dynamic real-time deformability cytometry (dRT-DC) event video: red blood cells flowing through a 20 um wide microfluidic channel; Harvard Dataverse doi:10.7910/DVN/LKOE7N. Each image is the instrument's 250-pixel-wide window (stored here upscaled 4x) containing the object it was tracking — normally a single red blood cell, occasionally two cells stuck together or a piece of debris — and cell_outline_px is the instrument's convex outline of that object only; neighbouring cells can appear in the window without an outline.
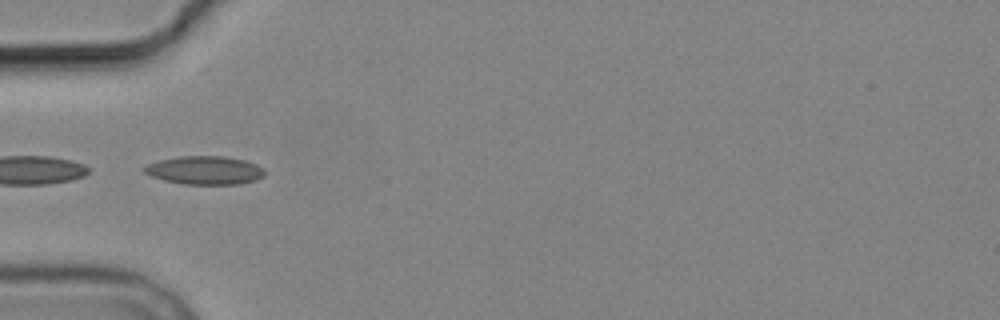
{"species": "common noctule bat (a hibernating species)", "species_latin": "Nyctalus noctula", "temperature_condition": "cold", "stored_images_in_passage": 7, "camera_frame_rate_fps": 3000, "um_per_image_px": 0.085, "animal": {"sex": "male", "body_mass_g": 19.2, "forearm_length_mm": 51.8}, "frame": {"image": 1, "passage_image": 5, "time_ms": 5.333, "image_size_px": [1000, 320], "cell_outline_px": [[264, 176], [256, 180], [240, 184], [184, 184], [164, 180], [152, 176], [144, 172], [144, 168], [148, 164], [160, 160], [180, 156], [224, 156], [244, 160], [256, 164], [264, 168]], "centroid_in_image_um": [17.44, 14.47], "position_along_channel_um": 67.6, "area_um2": 19.83}}
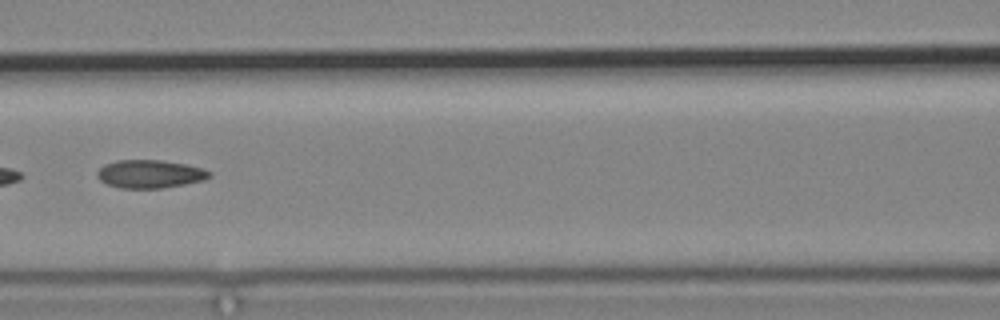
{"frame": {"image": 2, "passage_image": 7, "time_ms": 7.667, "image_size_px": [1000, 320], "cell_outline_px": [[212, 176], [204, 180], [184, 184], [160, 188], [120, 188], [108, 184], [100, 180], [96, 176], [96, 172], [104, 164], [116, 160], [160, 160], [184, 164], [204, 168], [212, 172]], "centroid_in_image_um": [12.74, 14.78], "position_along_channel_um": 153.9, "area_um2": 18.44}}